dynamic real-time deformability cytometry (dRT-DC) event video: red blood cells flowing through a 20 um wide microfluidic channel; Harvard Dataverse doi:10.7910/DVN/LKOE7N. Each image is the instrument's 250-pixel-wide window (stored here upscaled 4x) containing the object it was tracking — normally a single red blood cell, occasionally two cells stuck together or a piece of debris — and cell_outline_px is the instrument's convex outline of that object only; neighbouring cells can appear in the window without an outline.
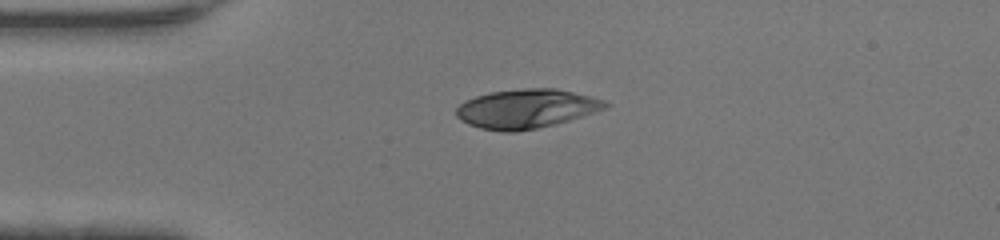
{"species": "human", "species_latin": "Homo sapiens", "temperature_condition": "warm", "stored_images_in_passage": 36, "camera_frame_rate_fps": 3000, "um_per_image_px": 0.085, "donor": {"sex": "female"}, "frame": {"image": 1, "passage_image": 1, "time_ms": 0.0, "image_size_px": [1000, 240], "cell_outline_px": [[612, 104], [608, 108], [596, 112], [556, 124], [516, 132], [504, 132], [480, 128], [468, 124], [460, 120], [456, 116], [456, 108], [464, 100], [476, 96], [492, 92], [524, 88], [556, 88], [604, 100]], "centroid_in_image_um": [44.75, 9.24], "position_along_channel_um": 40.3, "area_um2": 34.04}}
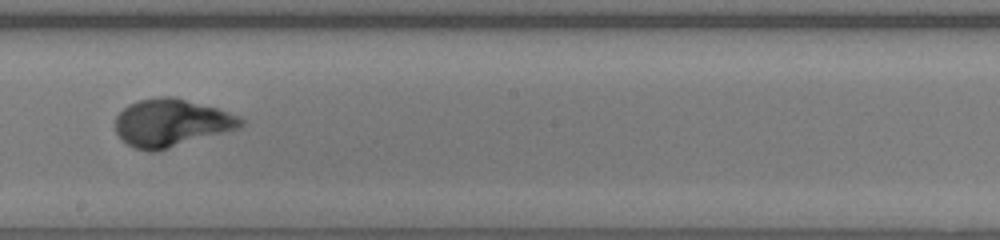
{"frame": {"image": 2, "passage_image": 16, "time_ms": 5.0, "image_size_px": [1000, 240], "cell_outline_px": [[244, 124], [240, 128], [156, 152], [148, 152], [136, 148], [128, 144], [116, 132], [116, 116], [128, 104], [140, 100], [160, 96], [172, 96], [216, 108], [240, 116], [244, 120]], "centroid_in_image_um": [14.58, 10.45], "position_along_channel_um": 233.6, "area_um2": 34.68}}
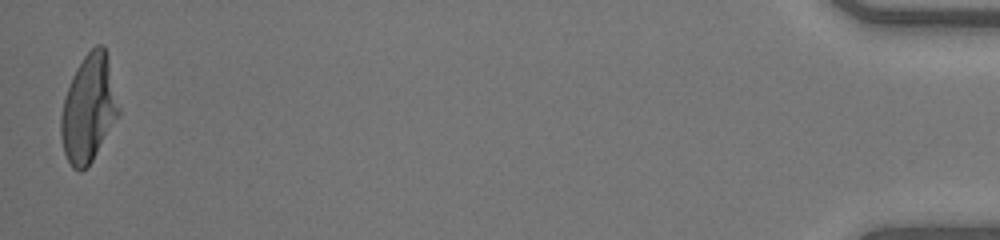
{"frame": {"image": 3, "passage_image": 36, "time_ms": 11.667, "image_size_px": [1000, 240], "cell_outline_px": [[120, 112], [92, 160], [80, 172], [72, 168], [64, 152], [60, 136], [60, 116], [64, 96], [72, 76], [76, 68], [84, 56], [96, 44], [104, 44], [120, 108]], "centroid_in_image_um": [7.51, 9.21], "position_along_channel_um": 427.7, "area_um2": 35.78}, "authors_computed_cell_mechanics": {"area_um2": 34.3332, "velocity_mm_per_s": 4.4046, "shape_relaxation_time_tau1_ms": 3.1158, "shape_relaxation_time_tau2_ms": null, "deformation_change_tau1": 0.2419, "deformation_change_tau2": null}}